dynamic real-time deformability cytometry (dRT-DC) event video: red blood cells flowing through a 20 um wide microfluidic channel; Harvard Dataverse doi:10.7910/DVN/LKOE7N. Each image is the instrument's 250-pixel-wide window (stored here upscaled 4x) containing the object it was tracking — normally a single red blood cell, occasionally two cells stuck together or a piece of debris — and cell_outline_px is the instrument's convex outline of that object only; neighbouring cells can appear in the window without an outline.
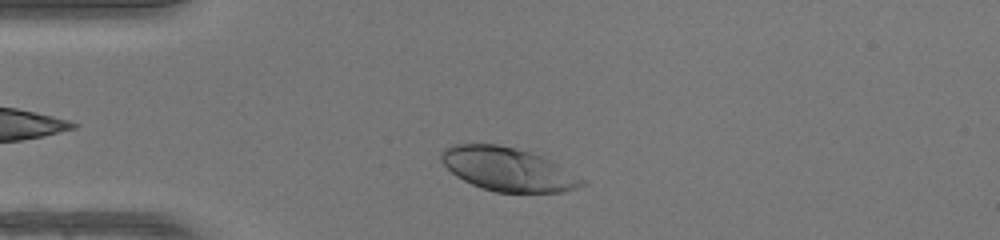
{"species": "human", "species_latin": "Homo sapiens", "temperature_condition": "warm", "stored_images_in_passage": 35, "camera_frame_rate_fps": 3000, "um_per_image_px": 0.085, "donor": {"sex": "female"}, "frame": {"image": 1, "passage_image": 4, "time_ms": 1.0, "image_size_px": [1000, 240], "cell_outline_px": [[588, 184], [564, 192], [496, 192], [472, 184], [456, 176], [440, 160], [440, 152], [444, 148], [452, 144], [496, 144], [516, 148], [552, 160], [588, 180]], "centroid_in_image_um": [43.22, 14.39], "position_along_channel_um": 41.8, "area_um2": 35.84}}
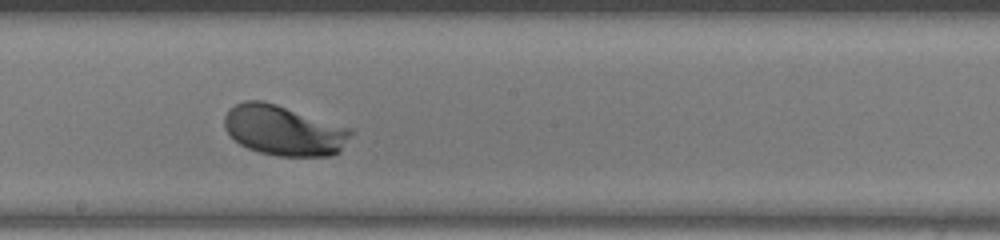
{"frame": {"image": 2, "passage_image": 19, "time_ms": 6.0, "image_size_px": [1000, 240], "cell_outline_px": [[352, 132], [340, 152], [332, 156], [276, 156], [260, 152], [248, 148], [240, 144], [224, 128], [224, 116], [236, 104], [244, 100], [260, 100], [276, 104], [352, 128]], "centroid_in_image_um": [24.14, 11.09], "position_along_channel_um": 224.1, "area_um2": 36.82}}
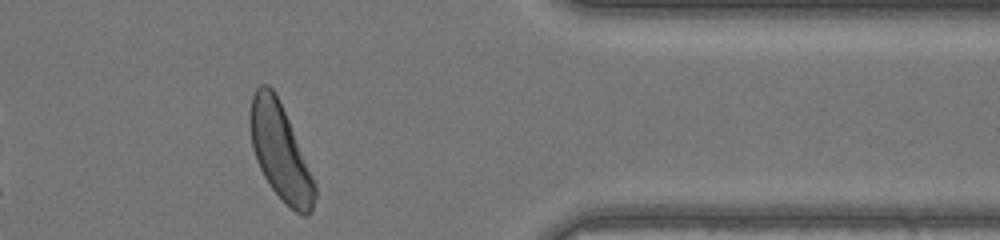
{"frame": {"image": 3, "passage_image": 32, "time_ms": 10.333, "image_size_px": [1000, 240], "cell_outline_px": [[316, 196], [312, 208], [308, 216], [304, 216], [296, 212], [272, 188], [264, 176], [256, 160], [252, 148], [248, 120], [248, 116], [252, 96], [256, 88], [260, 84], [268, 84], [272, 88], [288, 120], [316, 184]], "centroid_in_image_um": [23.79, 12.89], "position_along_channel_um": 387.6, "area_um2": 35.49}, "authors_computed_cell_mechanics": {"area_um2": 36.0672, "velocity_mm_per_s": 4.1941, "shape_relaxation_time_tau1_ms": 1.1479, "shape_relaxation_time_tau2_ms": null, "deformation_change_tau1": 0.1103, "deformation_change_tau2": null}}